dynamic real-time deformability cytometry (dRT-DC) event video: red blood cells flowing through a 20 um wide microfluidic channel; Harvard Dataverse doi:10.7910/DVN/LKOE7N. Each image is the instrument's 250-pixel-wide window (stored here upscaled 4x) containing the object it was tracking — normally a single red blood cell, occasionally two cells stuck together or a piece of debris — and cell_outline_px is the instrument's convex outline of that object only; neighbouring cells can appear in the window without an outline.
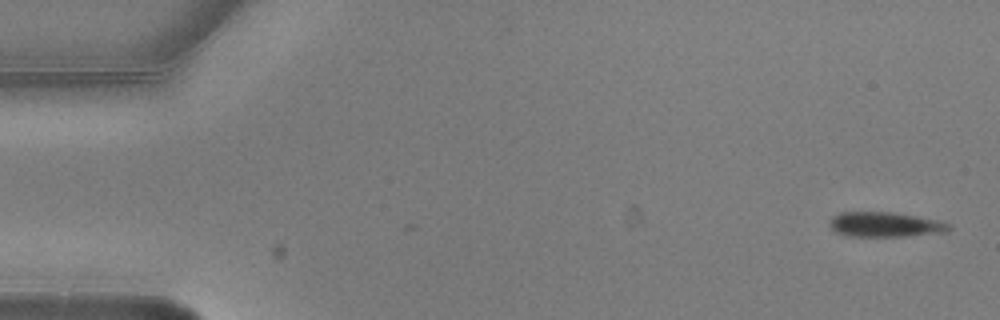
{"species": "common noctule bat (a hibernating species)", "species_latin": "Nyctalus noctula", "temperature_condition": "warm", "stored_images_in_passage": 4, "camera_frame_rate_fps": 3000, "um_per_image_px": 0.085, "animal": {"sex": "male", "body_mass_g": 20.5, "forearm_length_mm": 52.5}, "frame": {"image": 1, "passage_image": 4, "time_ms": 1.0, "image_size_px": [1000, 320], "cell_outline_px": [[952, 228], [948, 232], [904, 236], [844, 236], [836, 232], [828, 224], [832, 216], [840, 212], [896, 212], [940, 220], [952, 224]], "centroid_in_image_um": [75.27, 19.08], "position_along_channel_um": 9.7, "area_um2": 17.63}}